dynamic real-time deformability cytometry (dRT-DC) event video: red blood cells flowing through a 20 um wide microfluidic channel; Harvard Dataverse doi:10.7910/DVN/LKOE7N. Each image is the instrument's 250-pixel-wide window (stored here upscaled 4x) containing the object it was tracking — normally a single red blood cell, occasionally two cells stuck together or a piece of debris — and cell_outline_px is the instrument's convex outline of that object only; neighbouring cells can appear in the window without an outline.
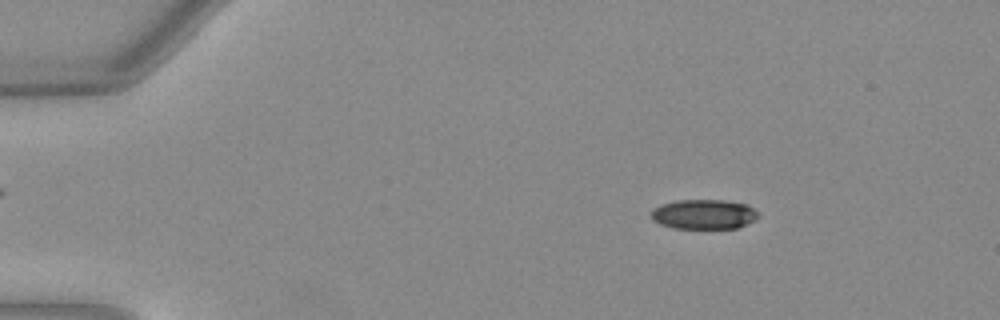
{"species": "Egyptian fruit bat (a non-hibernating species)", "species_latin": "Rousettus aegyptiacus", "temperature_condition": "warm", "stored_images_in_passage": 51, "camera_frame_rate_fps": 3000, "um_per_image_px": 0.085, "animal": {"sex": "female"}, "frame": {"image": 1, "passage_image": 8, "time_ms": 2.333, "image_size_px": [1000, 320], "cell_outline_px": [[760, 216], [736, 228], [672, 228], [660, 224], [652, 220], [652, 208], [660, 204], [676, 200], [724, 200], [748, 204]], "centroid_in_image_um": [59.78, 18.2], "position_along_channel_um": 25.2, "area_um2": 18.5}}
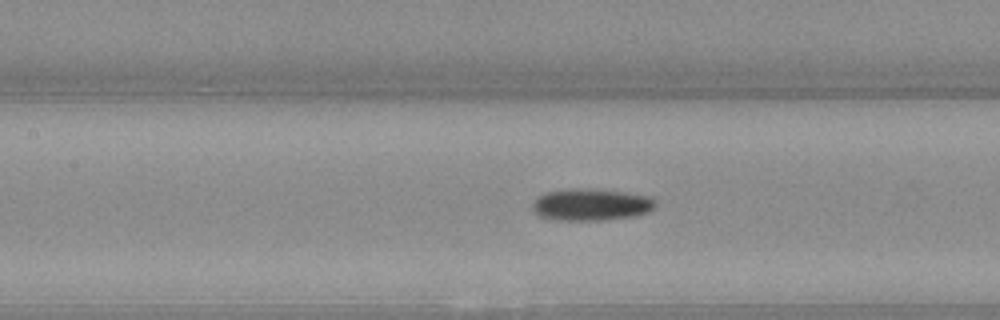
{"frame": {"image": 2, "passage_image": 24, "time_ms": 7.667, "image_size_px": [1000, 320], "cell_outline_px": [[656, 204], [648, 212], [636, 216], [600, 220], [560, 220], [540, 216], [532, 212], [532, 204], [536, 196], [544, 192], [568, 188], [592, 188], [624, 192], [648, 196], [656, 200]], "centroid_in_image_um": [50.19, 17.38], "position_along_channel_um": 157.2, "area_um2": 23.18}}
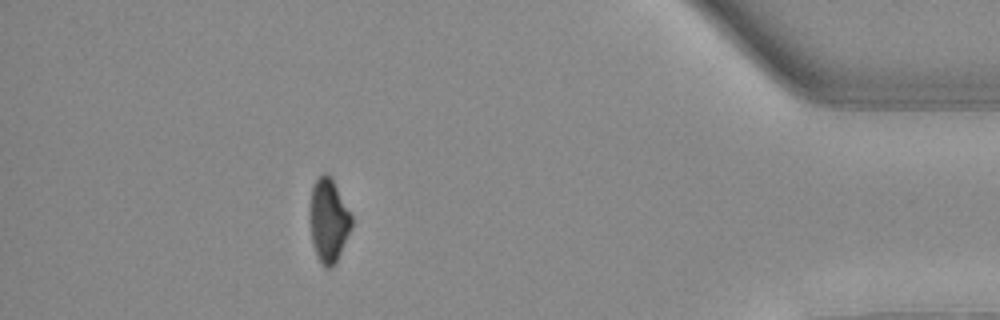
{"frame": {"image": 3, "passage_image": 46, "time_ms": 15.0, "image_size_px": [1000, 320], "cell_outline_px": [[352, 228], [332, 268], [324, 268], [312, 244], [308, 212], [312, 188], [316, 180], [324, 172], [328, 172], [352, 216]], "centroid_in_image_um": [27.9, 18.73], "position_along_channel_um": 407.3, "area_um2": 20.23}, "authors_computed_cell_mechanics": {"area_um2": 21.2126, "velocity_mm_per_s": 4.0447, "shape_relaxation_time_tau1_ms": 10.56, "shape_relaxation_time_tau2_ms": null, "deformation_change_tau1": 0.2315, "deformation_change_tau2": null}}